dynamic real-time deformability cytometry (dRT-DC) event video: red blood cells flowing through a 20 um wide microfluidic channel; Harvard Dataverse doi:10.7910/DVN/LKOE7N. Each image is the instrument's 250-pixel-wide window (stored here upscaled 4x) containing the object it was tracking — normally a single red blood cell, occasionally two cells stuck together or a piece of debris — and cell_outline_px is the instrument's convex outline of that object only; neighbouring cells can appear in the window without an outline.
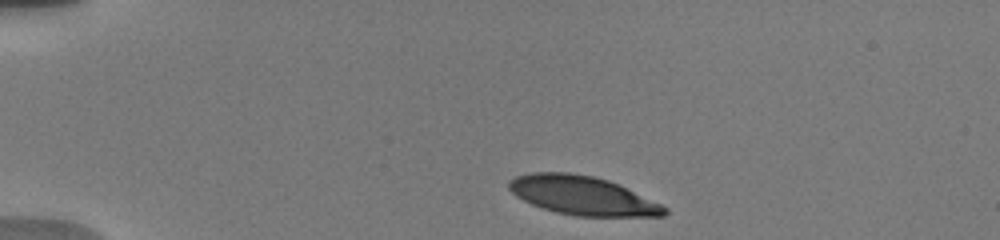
{"species": "human", "species_latin": "Homo sapiens", "temperature_condition": "warm", "stored_images_in_passage": 8, "camera_frame_rate_fps": 3000, "um_per_image_px": 0.085, "donor": {"sex": "male"}, "frame": {"image": 1, "passage_image": 2, "time_ms": 0.333, "image_size_px": [1000, 240], "cell_outline_px": [[668, 212], [664, 216], [576, 216], [556, 212], [532, 204], [516, 196], [508, 188], [508, 180], [516, 176], [532, 172], [568, 172], [592, 176], [608, 180], [660, 204], [668, 208]], "centroid_in_image_um": [49.47, 16.62], "position_along_channel_um": 35.5, "area_um2": 34.8}}
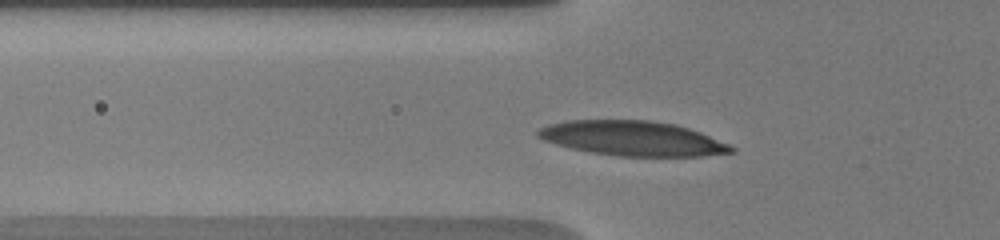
{"frame": {"image": 2, "passage_image": 7, "time_ms": 3.0, "image_size_px": [1000, 240], "cell_outline_px": [[736, 152], [704, 156], [616, 156], [592, 152], [572, 148], [556, 144], [544, 140], [536, 136], [536, 132], [540, 128], [548, 124], [564, 120], [648, 120], [676, 124], [700, 132], [728, 144], [736, 148]], "centroid_in_image_um": [53.77, 11.76], "position_along_channel_um": 72.0, "area_um2": 39.13}}